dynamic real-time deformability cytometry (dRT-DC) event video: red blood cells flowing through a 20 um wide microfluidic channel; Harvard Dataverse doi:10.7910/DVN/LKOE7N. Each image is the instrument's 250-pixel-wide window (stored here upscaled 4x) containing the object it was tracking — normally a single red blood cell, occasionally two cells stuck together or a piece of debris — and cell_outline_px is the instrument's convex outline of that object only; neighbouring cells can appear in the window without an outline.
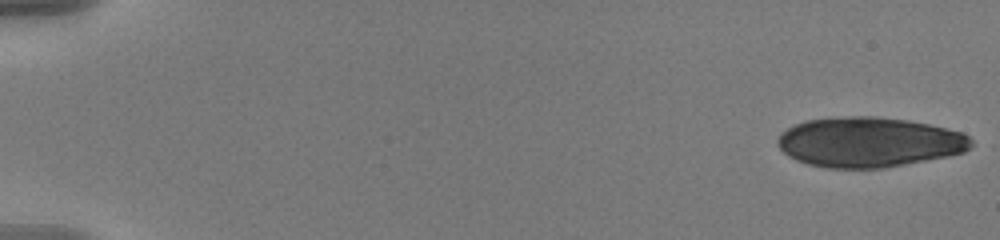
{"species": "human", "species_latin": "Homo sapiens", "temperature_condition": "warm", "stored_images_in_passage": 20, "camera_frame_rate_fps": 3000, "um_per_image_px": 0.085, "donor": {"sex": "male"}, "frame": {"image": 1, "passage_image": 1, "time_ms": 0.0, "image_size_px": [1000, 240], "cell_outline_px": [[972, 144], [964, 152], [948, 156], [884, 168], [828, 168], [808, 164], [796, 160], [788, 156], [776, 144], [776, 140], [780, 132], [796, 124], [808, 120], [848, 116], [876, 116], [908, 120], [928, 124], [960, 132], [968, 136], [972, 140]], "centroid_in_image_um": [73.84, 12.08], "position_along_channel_um": 11.2, "area_um2": 56.3}}
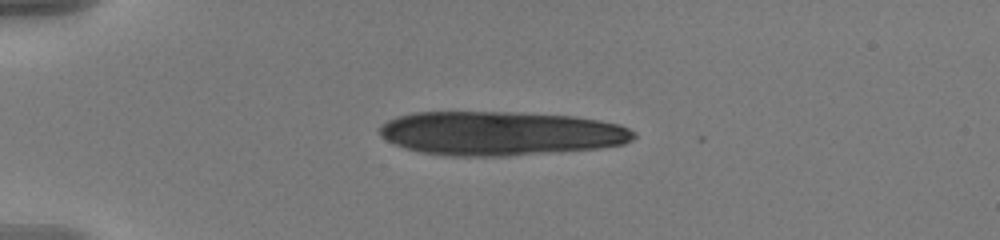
{"frame": {"image": 2, "passage_image": 14, "time_ms": 4.333, "image_size_px": [1000, 240], "cell_outline_px": [[636, 136], [632, 140], [624, 144], [600, 148], [508, 156], [444, 156], [420, 152], [404, 148], [380, 136], [380, 128], [388, 120], [396, 116], [416, 112], [516, 112], [572, 116], [600, 120], [620, 124], [636, 132]], "centroid_in_image_um": [42.56, 11.34], "position_along_channel_um": 42.4, "area_um2": 65.55}}